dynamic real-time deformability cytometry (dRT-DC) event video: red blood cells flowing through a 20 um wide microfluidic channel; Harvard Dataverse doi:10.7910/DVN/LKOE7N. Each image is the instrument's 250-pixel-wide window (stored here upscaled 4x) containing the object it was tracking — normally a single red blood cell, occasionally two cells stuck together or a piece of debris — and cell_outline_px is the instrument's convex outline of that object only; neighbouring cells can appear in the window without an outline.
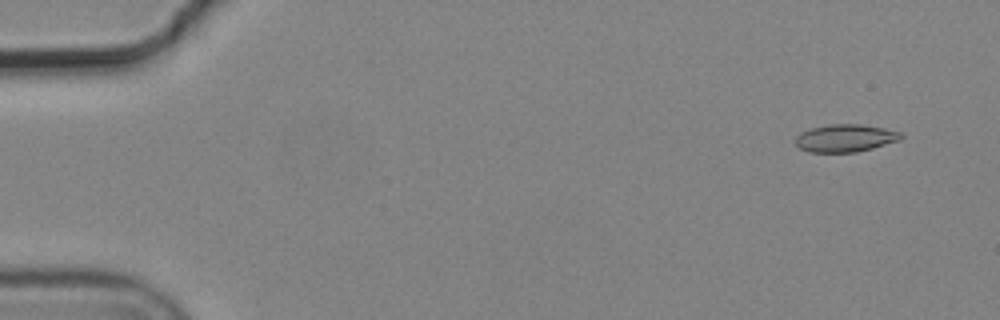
{"species": "common noctule bat (a hibernating species)", "species_latin": "Nyctalus noctula", "temperature_condition": "cold", "stored_images_in_passage": 9, "camera_frame_rate_fps": 3000, "um_per_image_px": 0.085, "animal": {"sex": "male", "body_mass_g": 19.2, "forearm_length_mm": 51.8}, "frame": {"image": 1, "passage_image": 1, "time_ms": 0.0, "image_size_px": [1000, 320], "cell_outline_px": [[904, 136], [900, 140], [872, 148], [856, 152], [808, 152], [800, 148], [792, 140], [800, 132], [812, 128], [832, 124], [860, 124], [884, 128], [900, 132]], "centroid_in_image_um": [71.82, 11.74], "position_along_channel_um": 13.2, "area_um2": 16.99}}
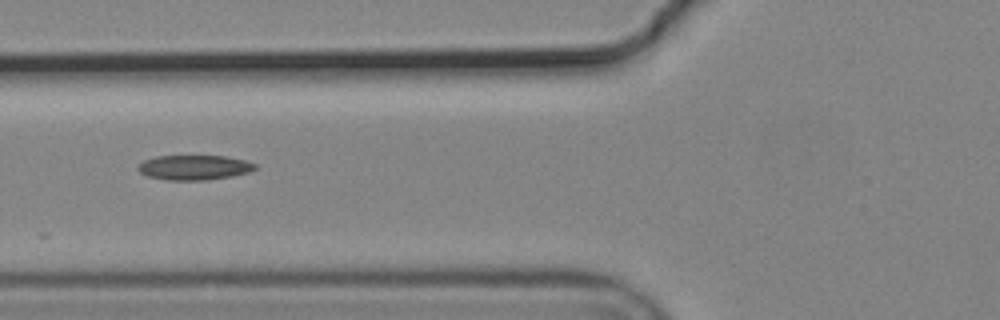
{"frame": {"image": 2, "passage_image": 6, "time_ms": 1.667, "image_size_px": [1000, 320], "cell_outline_px": [[256, 168], [248, 172], [232, 176], [204, 180], [168, 180], [148, 176], [140, 172], [136, 168], [144, 160], [156, 156], [224, 156], [244, 160], [256, 164]], "centroid_in_image_um": [16.49, 14.23], "position_along_channel_um": 109.3, "area_um2": 16.76}}
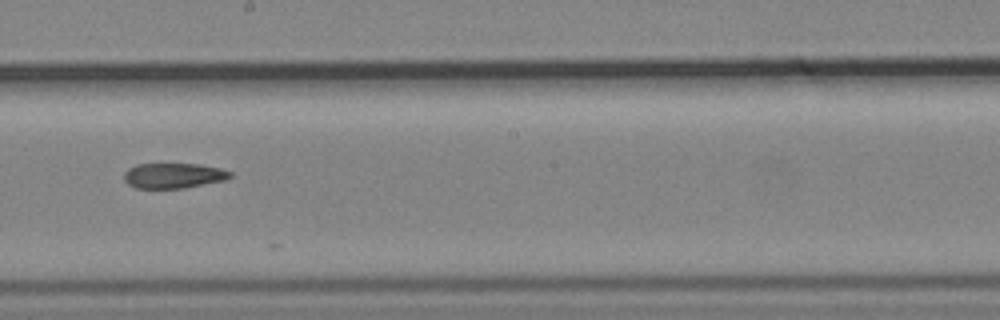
{"frame": {"image": 3, "passage_image": 9, "time_ms": 2.667, "image_size_px": [1000, 320], "cell_outline_px": [[232, 176], [224, 180], [184, 188], [136, 188], [128, 184], [124, 180], [124, 172], [128, 168], [136, 164], [200, 164], [220, 168], [232, 172]], "centroid_in_image_um": [14.73, 14.92], "position_along_channel_um": 233.5, "area_um2": 15.61}}